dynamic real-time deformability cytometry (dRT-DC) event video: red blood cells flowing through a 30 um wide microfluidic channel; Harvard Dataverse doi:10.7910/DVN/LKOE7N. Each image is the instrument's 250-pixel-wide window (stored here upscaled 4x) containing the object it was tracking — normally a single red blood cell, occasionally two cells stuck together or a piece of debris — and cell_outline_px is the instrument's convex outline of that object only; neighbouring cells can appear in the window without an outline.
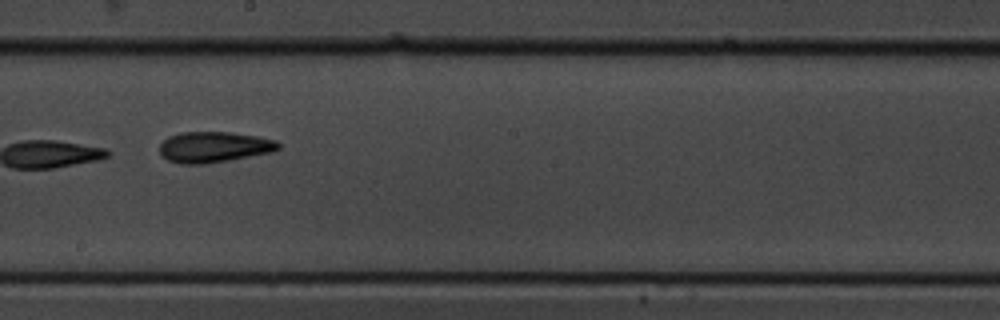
{"species": "common noctule bat (a hibernating species)", "species_latin": "Nyctalus noctula", "temperature_condition": "cold", "stored_images_in_passage": 7, "camera_frame_rate_fps": 3000, "um_per_image_px": 0.085, "animal": {"sex": "male", "body_mass_g": 19.5, "forearm_length_mm": 54.6}, "frame": {"image": 1, "passage_image": 7, "time_ms": 2.0, "image_size_px": [1000, 320], "cell_outline_px": [[280, 148], [272, 152], [228, 160], [204, 164], [180, 164], [168, 160], [160, 156], [160, 144], [168, 136], [180, 132], [232, 132], [256, 136], [276, 140], [280, 144]], "centroid_in_image_um": [18.16, 12.49], "position_along_channel_um": 230.0, "area_um2": 21.39}}